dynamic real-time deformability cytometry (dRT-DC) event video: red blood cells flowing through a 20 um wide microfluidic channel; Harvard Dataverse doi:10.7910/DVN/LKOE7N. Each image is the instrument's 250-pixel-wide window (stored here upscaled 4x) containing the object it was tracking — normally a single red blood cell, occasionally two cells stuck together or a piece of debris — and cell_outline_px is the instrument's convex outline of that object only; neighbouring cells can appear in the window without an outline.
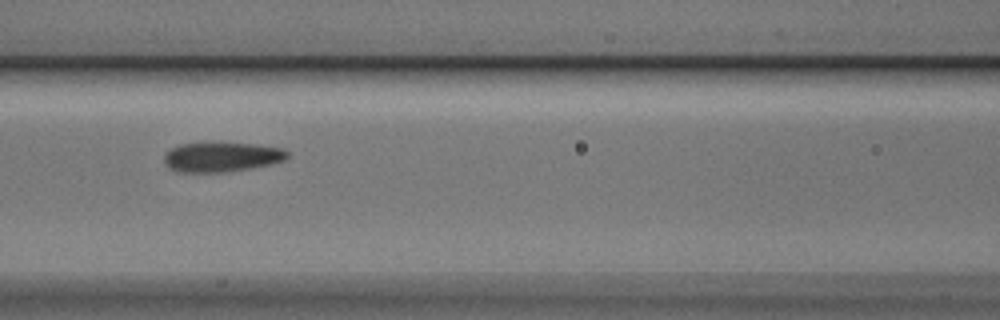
{"species": "Egyptian fruit bat (a non-hibernating species)", "species_latin": "Rousettus aegyptiacus", "temperature_condition": "cold", "stored_images_in_passage": 6, "camera_frame_rate_fps": 3000, "um_per_image_px": 0.085, "animal": {"sex": "male"}, "frame": {"image": 1, "passage_image": 4, "time_ms": 1.0, "image_size_px": [1000, 320], "cell_outline_px": [[288, 156], [284, 160], [252, 168], [228, 172], [176, 172], [168, 168], [164, 164], [164, 152], [180, 144], [256, 144], [284, 148], [288, 152]], "centroid_in_image_um": [18.81, 13.36], "position_along_channel_um": 147.8, "area_um2": 21.15}}
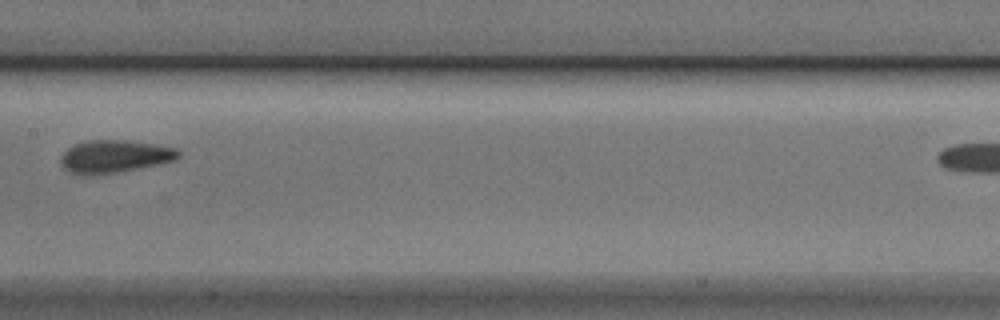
{"frame": {"image": 2, "passage_image": 5, "time_ms": 1.333, "image_size_px": [1000, 320], "cell_outline_px": [[180, 156], [176, 160], [116, 172], [92, 176], [88, 176], [72, 172], [64, 168], [60, 164], [60, 156], [68, 148], [76, 144], [88, 140], [124, 140], [152, 144], [176, 148], [180, 152]], "centroid_in_image_um": [9.7, 13.3], "position_along_channel_um": 197.7, "area_um2": 22.2}}
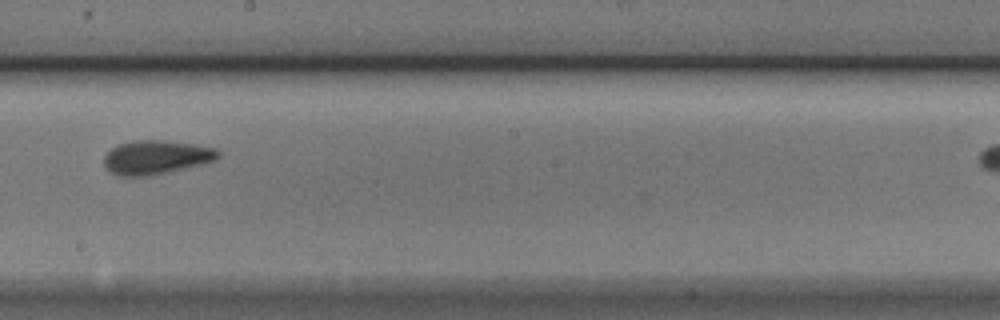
{"frame": {"image": 3, "passage_image": 6, "time_ms": 1.667, "image_size_px": [1000, 320], "cell_outline_px": [[220, 156], [216, 160], [168, 172], [148, 176], [116, 176], [104, 164], [104, 156], [112, 148], [120, 144], [132, 140], [164, 140], [196, 144], [216, 148], [220, 152]], "centroid_in_image_um": [13.29, 13.36], "position_along_channel_um": 234.9, "area_um2": 22.54}}